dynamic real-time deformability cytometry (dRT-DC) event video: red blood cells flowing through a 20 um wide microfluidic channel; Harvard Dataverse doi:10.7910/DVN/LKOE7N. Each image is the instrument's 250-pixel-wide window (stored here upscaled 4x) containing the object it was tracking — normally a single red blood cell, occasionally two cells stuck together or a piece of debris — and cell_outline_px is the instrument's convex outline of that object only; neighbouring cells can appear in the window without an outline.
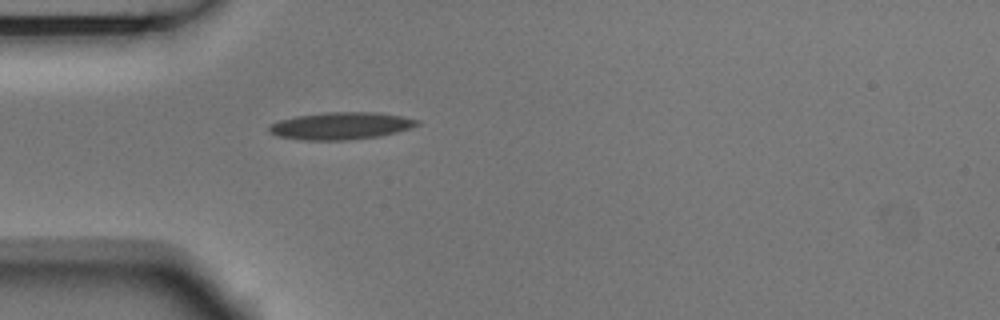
{"species": "Egyptian fruit bat (a non-hibernating species)", "species_latin": "Rousettus aegyptiacus", "temperature_condition": "room temperature", "stored_images_in_passage": 1, "camera_frame_rate_fps": 3000, "um_per_image_px": 0.085, "animal": {"sex": "male"}, "frame": {"image": 1, "passage_image": 1, "time_ms": 0.0, "image_size_px": [1000, 320], "cell_outline_px": [[420, 124], [396, 132], [380, 136], [348, 140], [304, 140], [276, 136], [268, 132], [268, 124], [280, 120], [296, 116], [324, 112], [376, 112], [400, 116], [420, 120]], "centroid_in_image_um": [28.92, 10.69], "position_along_channel_um": 56.1, "area_um2": 23.58}}